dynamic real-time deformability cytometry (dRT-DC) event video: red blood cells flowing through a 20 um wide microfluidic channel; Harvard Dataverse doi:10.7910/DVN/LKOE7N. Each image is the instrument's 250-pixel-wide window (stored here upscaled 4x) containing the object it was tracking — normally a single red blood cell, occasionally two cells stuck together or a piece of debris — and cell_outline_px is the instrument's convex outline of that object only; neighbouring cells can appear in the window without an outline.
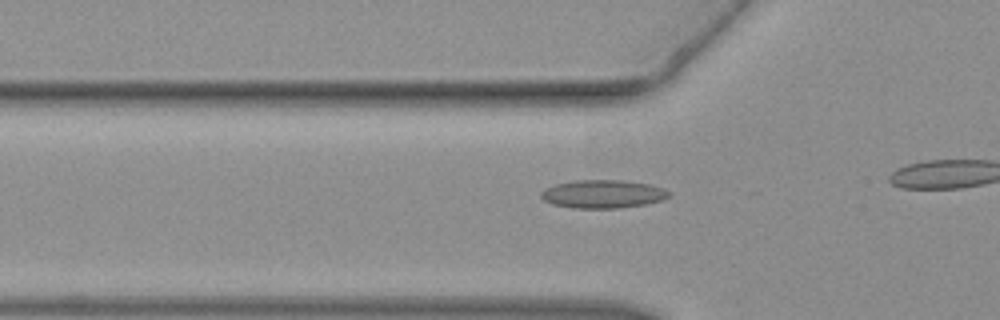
{"species": "common noctule bat (a hibernating species)", "species_latin": "Nyctalus noctula", "temperature_condition": "warm", "stored_images_in_passage": 30, "camera_frame_rate_fps": 3000, "um_per_image_px": 0.085, "animal": {"sex": "female", "body_mass_g": 19.3, "forearm_length_mm": 54.1}, "frame": {"image": 1, "passage_image": 12, "time_ms": 3.667, "image_size_px": [1000, 320], "cell_outline_px": [[672, 196], [660, 200], [644, 204], [620, 208], [572, 208], [552, 204], [544, 200], [540, 196], [540, 192], [544, 188], [556, 184], [576, 180], [624, 180], [648, 184], [664, 188], [672, 192]], "centroid_in_image_um": [51.25, 16.49], "position_along_channel_um": 74.6, "area_um2": 21.15}}
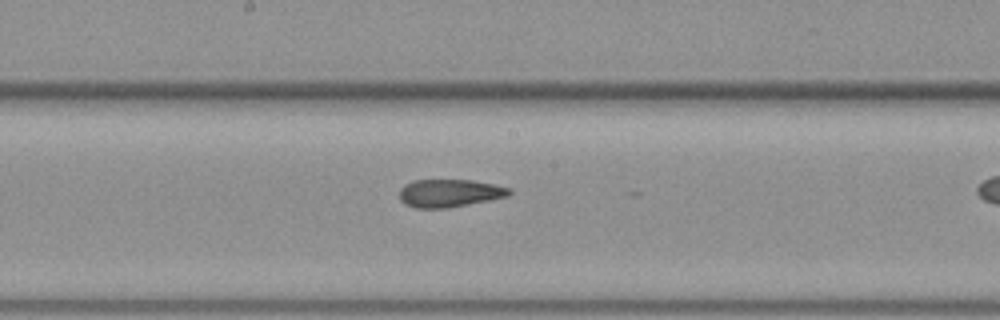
{"frame": {"image": 2, "passage_image": 21, "time_ms": 6.667, "image_size_px": [1000, 320], "cell_outline_px": [[512, 192], [508, 196], [448, 208], [416, 208], [404, 204], [400, 200], [400, 188], [404, 184], [412, 180], [472, 180], [496, 184], [512, 188]], "centroid_in_image_um": [38.21, 16.41], "position_along_channel_um": 210.0, "area_um2": 17.98}}
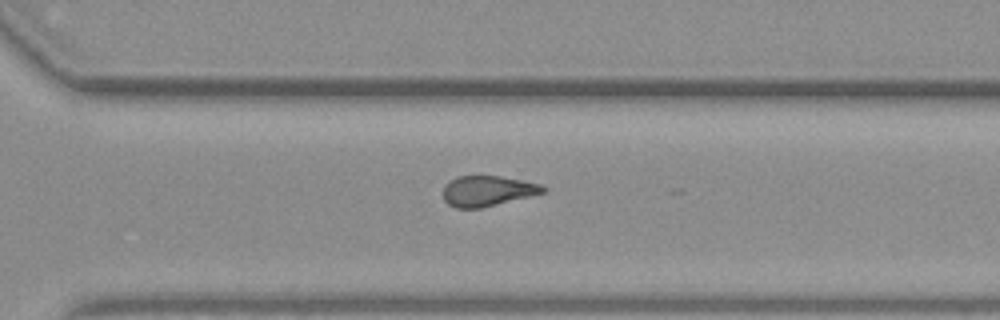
{"frame": {"image": 3, "passage_image": 29, "time_ms": 9.333, "image_size_px": [1000, 320], "cell_outline_px": [[548, 188], [544, 192], [480, 208], [456, 208], [448, 204], [444, 200], [444, 184], [448, 180], [456, 176], [500, 176], [540, 184]], "centroid_in_image_um": [41.38, 16.22], "position_along_channel_um": 329.2, "area_um2": 17.51}}